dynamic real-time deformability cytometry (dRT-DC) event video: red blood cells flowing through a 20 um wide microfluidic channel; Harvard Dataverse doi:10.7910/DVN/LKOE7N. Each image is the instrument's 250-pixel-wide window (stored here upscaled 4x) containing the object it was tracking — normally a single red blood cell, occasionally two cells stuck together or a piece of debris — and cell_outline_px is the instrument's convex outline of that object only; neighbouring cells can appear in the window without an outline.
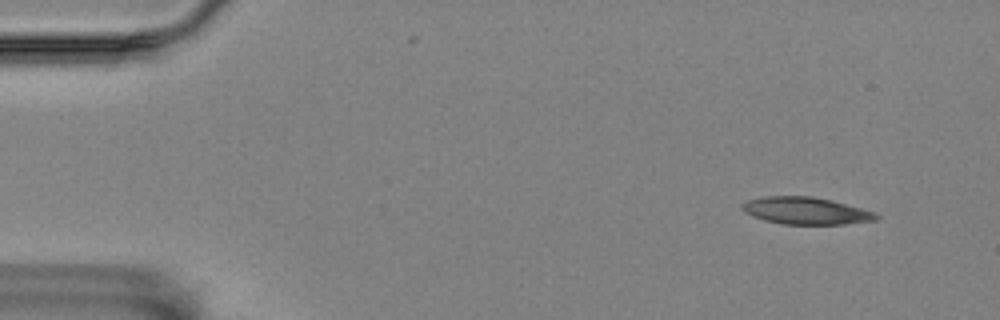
{"species": "Egyptian fruit bat (a non-hibernating species)", "species_latin": "Rousettus aegyptiacus", "temperature_condition": "room temperature", "stored_images_in_passage": 4, "camera_frame_rate_fps": 3000, "um_per_image_px": 0.085, "animal": {"sex": "female"}, "frame": {"image": 1, "passage_image": 1, "time_ms": 0.0, "image_size_px": [1000, 320], "cell_outline_px": [[880, 216], [876, 220], [844, 224], [784, 224], [764, 220], [752, 216], [744, 212], [740, 208], [740, 204], [748, 200], [764, 196], [812, 196], [832, 200], [876, 212]], "centroid_in_image_um": [68.48, 17.91], "position_along_channel_um": 16.5, "area_um2": 21.33}}
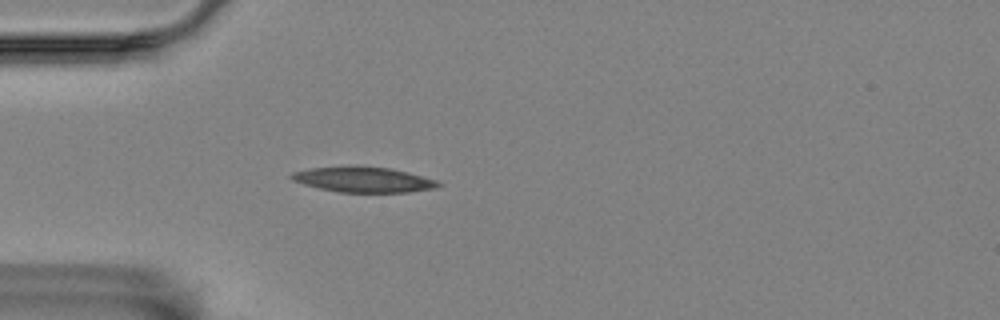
{"frame": {"image": 2, "passage_image": 4, "time_ms": 1.0, "image_size_px": [1000, 320], "cell_outline_px": [[444, 184], [436, 188], [408, 192], [336, 192], [304, 184], [292, 180], [288, 176], [292, 172], [312, 168], [388, 168], [408, 172], [436, 180]], "centroid_in_image_um": [30.93, 15.3], "position_along_channel_um": 54.1, "area_um2": 20.92}}